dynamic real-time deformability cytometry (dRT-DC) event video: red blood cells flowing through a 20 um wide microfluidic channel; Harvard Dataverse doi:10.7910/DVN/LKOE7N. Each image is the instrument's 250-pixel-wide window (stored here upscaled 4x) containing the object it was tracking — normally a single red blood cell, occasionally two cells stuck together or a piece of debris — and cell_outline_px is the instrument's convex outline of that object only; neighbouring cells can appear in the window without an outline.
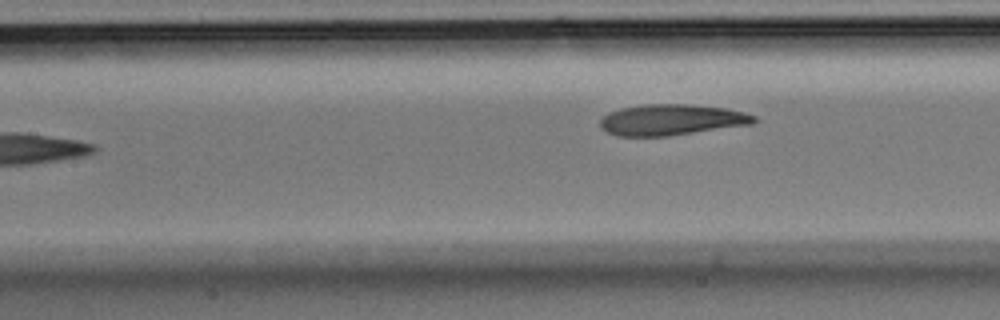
{"species": "Egyptian fruit bat (a non-hibernating species)", "species_latin": "Rousettus aegyptiacus", "temperature_condition": "room temperature", "stored_images_in_passage": 7, "camera_frame_rate_fps": 3000, "um_per_image_px": 0.085, "animal": {"sex": "male"}, "frame": {"image": 1, "passage_image": 7, "time_ms": 2.0, "image_size_px": [1000, 320], "cell_outline_px": [[760, 120], [752, 124], [668, 136], [616, 136], [600, 128], [600, 120], [608, 112], [620, 108], [644, 104], [688, 104], [724, 108], [744, 112], [756, 116]], "centroid_in_image_um": [57.07, 10.18], "position_along_channel_um": 150.3, "area_um2": 27.86}}